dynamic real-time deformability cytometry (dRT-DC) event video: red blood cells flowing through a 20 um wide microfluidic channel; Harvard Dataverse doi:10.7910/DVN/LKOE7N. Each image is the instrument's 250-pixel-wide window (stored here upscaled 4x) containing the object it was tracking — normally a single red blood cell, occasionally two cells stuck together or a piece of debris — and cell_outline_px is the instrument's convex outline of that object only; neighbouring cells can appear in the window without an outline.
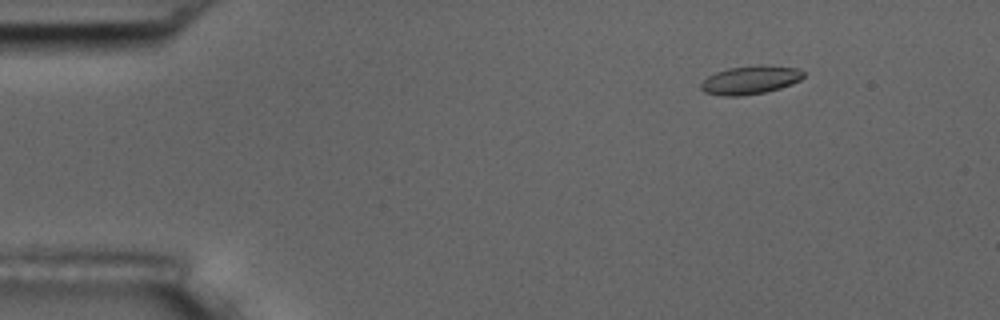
{"species": "common noctule bat (a hibernating species)", "species_latin": "Nyctalus noctula", "temperature_condition": "room temperature", "stored_images_in_passage": 6, "camera_frame_rate_fps": 3000, "um_per_image_px": 0.085, "animal": {"sex": "male", "body_mass_g": 17.5, "forearm_length_mm": 52.3}, "frame": {"image": 1, "passage_image": 2, "time_ms": 2.0, "image_size_px": [1000, 320], "cell_outline_px": [[804, 76], [800, 80], [792, 84], [780, 88], [764, 92], [740, 96], [724, 96], [704, 92], [700, 88], [700, 84], [708, 76], [716, 72], [728, 68], [756, 64], [764, 64], [796, 68], [804, 72]], "centroid_in_image_um": [63.77, 6.78], "position_along_channel_um": 21.2, "area_um2": 17.11}}
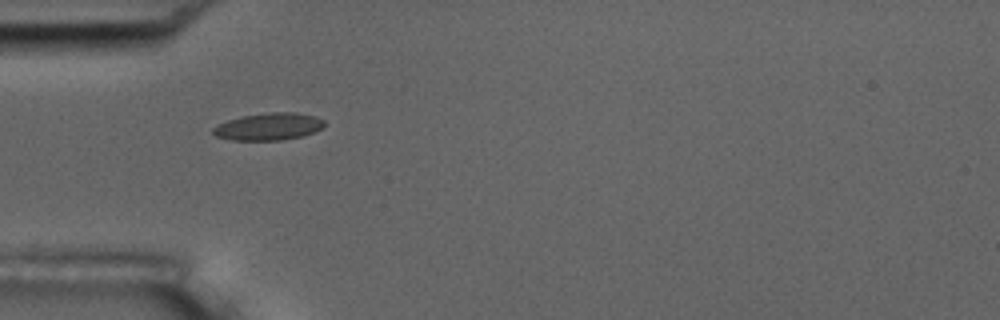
{"frame": {"image": 2, "passage_image": 5, "time_ms": 5.333, "image_size_px": [1000, 320], "cell_outline_px": [[324, 124], [320, 128], [312, 132], [300, 136], [280, 140], [232, 140], [216, 136], [212, 132], [212, 128], [216, 124], [240, 116], [272, 112], [296, 112], [312, 116], [324, 120]], "centroid_in_image_um": [22.76, 10.75], "position_along_channel_um": 62.2, "area_um2": 17.46}}